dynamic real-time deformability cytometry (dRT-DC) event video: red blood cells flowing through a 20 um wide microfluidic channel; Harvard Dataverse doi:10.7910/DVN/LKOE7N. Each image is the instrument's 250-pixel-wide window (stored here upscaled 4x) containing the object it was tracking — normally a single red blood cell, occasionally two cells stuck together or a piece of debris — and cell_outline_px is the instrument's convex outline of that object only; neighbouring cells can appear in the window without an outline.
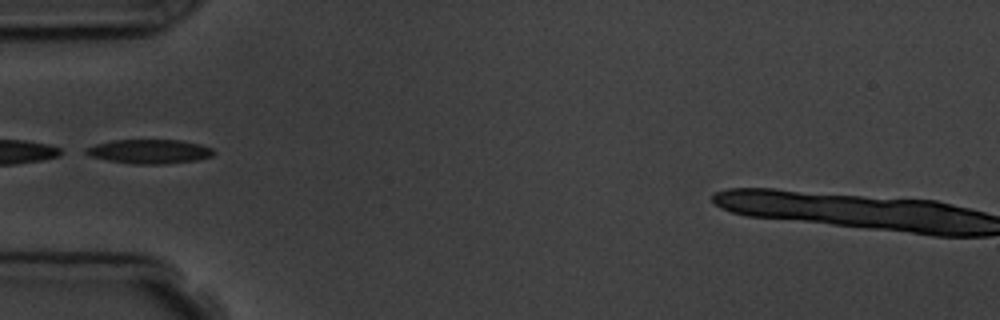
{"species": "common noctule bat (a hibernating species)", "species_latin": "Nyctalus noctula", "temperature_condition": "room temperature", "stored_images_in_passage": 7, "camera_frame_rate_fps": 3000, "um_per_image_px": 0.085, "animal": {"sex": "male", "body_mass_g": 19.5, "forearm_length_mm": 54.6}, "frame": {"image": 1, "passage_image": 5, "time_ms": 4.667, "image_size_px": [1000, 320], "cell_outline_px": [[216, 152], [212, 156], [196, 160], [164, 164], [132, 164], [108, 160], [92, 156], [84, 152], [84, 148], [96, 144], [112, 140], [180, 140], [200, 144], [212, 148]], "centroid_in_image_um": [12.71, 12.87], "position_along_channel_um": 72.3, "area_um2": 17.98}}